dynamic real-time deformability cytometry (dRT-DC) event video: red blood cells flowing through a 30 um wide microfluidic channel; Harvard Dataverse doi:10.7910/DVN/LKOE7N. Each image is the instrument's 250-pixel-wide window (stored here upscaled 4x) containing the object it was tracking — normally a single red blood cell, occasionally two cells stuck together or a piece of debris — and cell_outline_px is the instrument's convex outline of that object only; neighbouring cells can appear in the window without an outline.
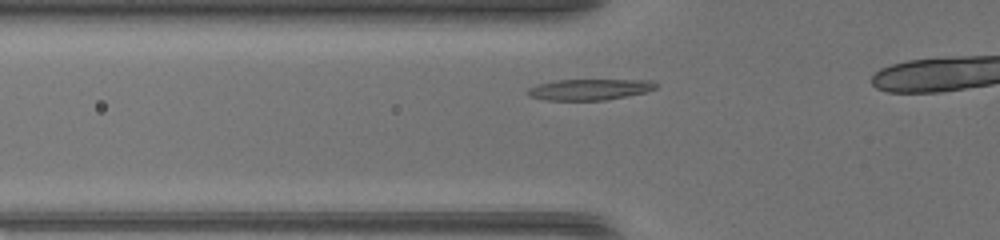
{"species": "common noctule bat (a hibernating species)", "species_latin": "Nyctalus noctula", "temperature_condition": "warm", "stored_images_in_passage": 26, "segment_of_instrument_passage": [2, 2], "camera_frame_rate_fps": 3000, "um_per_image_px": 0.085, "animal": {"sex": "female", "body_mass_g": 17.0, "forearm_length_mm": 48.0}, "frame": {"image": 1, "passage_image": 12, "time_ms": 3.667, "image_size_px": [1000, 240], "cell_outline_px": [[660, 84], [656, 88], [644, 92], [604, 100], [544, 100], [528, 96], [524, 92], [528, 88], [540, 84], [556, 80], [652, 80]], "centroid_in_image_um": [50.08, 7.6], "position_along_channel_um": 75.7, "area_um2": 15.66}}
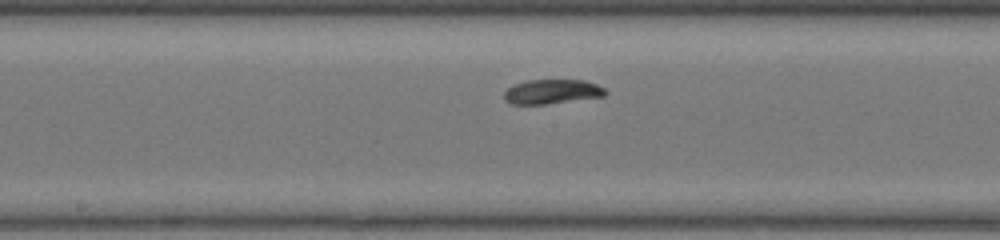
{"frame": {"image": 2, "passage_image": 21, "time_ms": 6.667, "image_size_px": [1000, 240], "cell_outline_px": [[608, 92], [604, 96], [544, 104], [512, 104], [504, 100], [504, 92], [512, 84], [528, 80], [584, 80], [596, 84], [604, 88]], "centroid_in_image_um": [46.89, 7.78], "position_along_channel_um": 201.3, "area_um2": 14.39}}
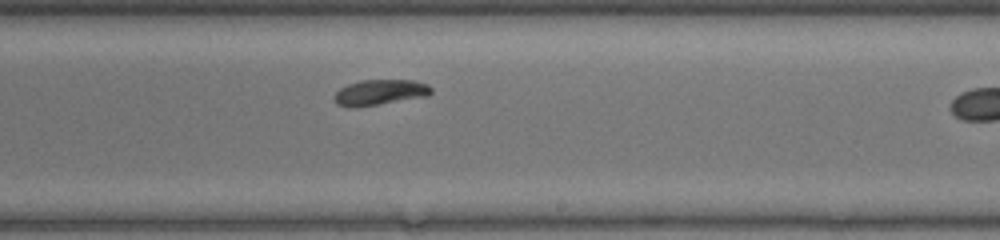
{"frame": {"image": 3, "passage_image": 25, "time_ms": 8.0, "image_size_px": [1000, 240], "cell_outline_px": [[432, 92], [428, 96], [356, 108], [348, 108], [336, 104], [332, 100], [332, 96], [340, 88], [348, 84], [360, 80], [416, 80], [428, 84], [432, 88]], "centroid_in_image_um": [32.26, 7.86], "position_along_channel_um": 256.7, "area_um2": 14.8}}